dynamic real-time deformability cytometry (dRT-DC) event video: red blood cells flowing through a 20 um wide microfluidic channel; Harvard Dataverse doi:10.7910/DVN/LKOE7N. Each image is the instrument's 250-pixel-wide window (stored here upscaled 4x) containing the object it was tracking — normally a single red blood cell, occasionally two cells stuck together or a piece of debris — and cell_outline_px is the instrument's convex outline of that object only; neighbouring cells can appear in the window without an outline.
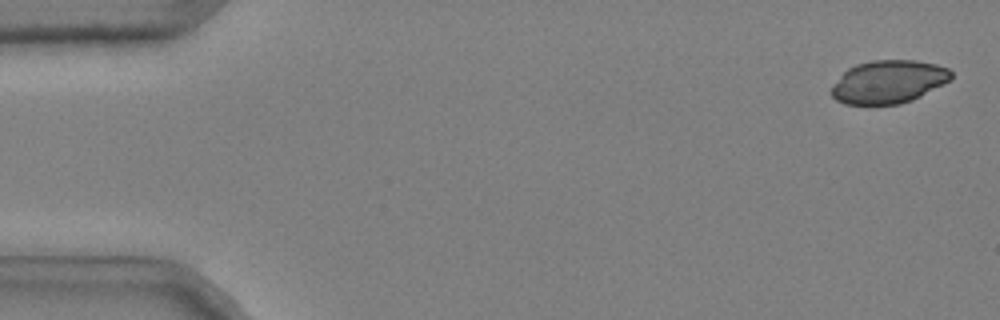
{"species": "common noctule bat (a hibernating species)", "species_latin": "Nyctalus noctula", "temperature_condition": "cold", "stored_images_in_passage": 48, "camera_frame_rate_fps": 3000, "um_per_image_px": 0.085, "animal": {"sex": "male", "body_mass_g": 20.4}, "frame": {"image": 1, "passage_image": 2, "time_ms": 0.333, "image_size_px": [1000, 320], "cell_outline_px": [[952, 80], [912, 100], [900, 104], [844, 104], [836, 100], [828, 92], [832, 84], [848, 68], [856, 64], [872, 60], [916, 60], [936, 64], [948, 68], [952, 72]], "centroid_in_image_um": [75.5, 6.95], "position_along_channel_um": 9.5, "area_um2": 30.29}}